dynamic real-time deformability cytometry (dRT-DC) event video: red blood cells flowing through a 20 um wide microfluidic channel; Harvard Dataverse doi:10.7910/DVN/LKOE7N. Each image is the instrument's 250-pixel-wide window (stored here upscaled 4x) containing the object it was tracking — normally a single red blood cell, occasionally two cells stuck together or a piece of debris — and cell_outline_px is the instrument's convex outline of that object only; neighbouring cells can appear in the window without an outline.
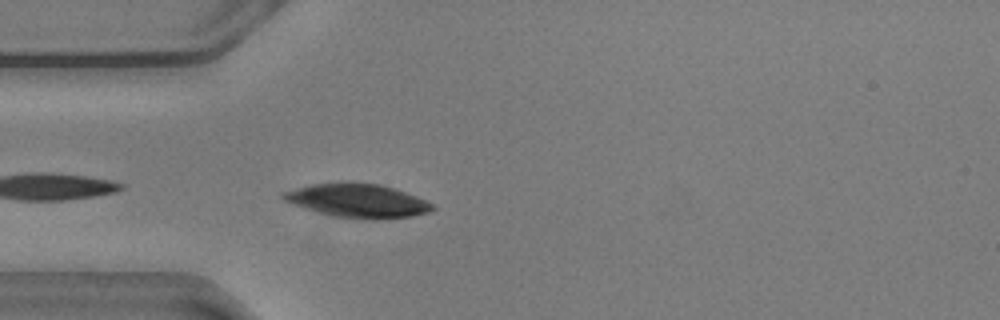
{"species": "common noctule bat (a hibernating species)", "species_latin": "Nyctalus noctula", "temperature_condition": "warm", "stored_images_in_passage": 6, "camera_frame_rate_fps": 3000, "um_per_image_px": 0.085, "animal": {"sex": "male", "body_mass_g": 20.5, "forearm_length_mm": 52.5}, "frame": {"image": 1, "passage_image": 2, "time_ms": 0.333, "image_size_px": [1000, 320], "cell_outline_px": [[436, 208], [428, 212], [412, 216], [380, 220], [364, 220], [328, 216], [304, 208], [284, 200], [280, 196], [280, 192], [312, 184], [344, 180], [348, 180], [380, 184], [396, 188], [416, 196], [432, 204]], "centroid_in_image_um": [30.36, 17.05], "position_along_channel_um": 54.6, "area_um2": 30.23}}